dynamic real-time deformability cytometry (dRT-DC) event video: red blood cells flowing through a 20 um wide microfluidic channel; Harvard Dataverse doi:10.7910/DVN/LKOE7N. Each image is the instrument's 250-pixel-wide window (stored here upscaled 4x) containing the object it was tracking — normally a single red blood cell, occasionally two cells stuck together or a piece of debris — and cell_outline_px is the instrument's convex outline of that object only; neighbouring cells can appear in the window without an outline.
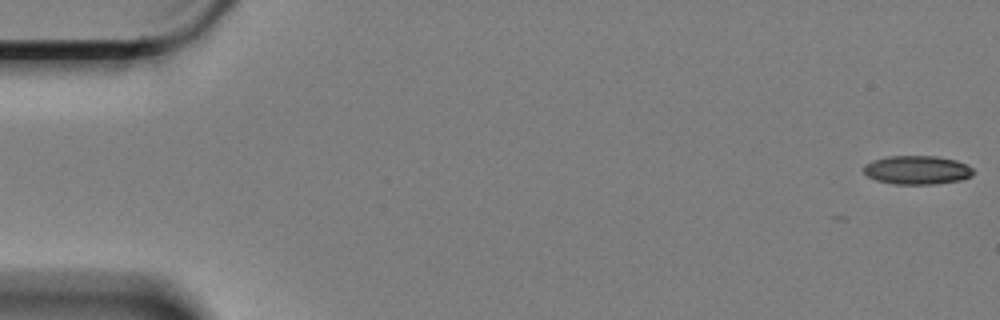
{"species": "Egyptian fruit bat (a non-hibernating species)", "species_latin": "Rousettus aegyptiacus", "temperature_condition": "cold", "stored_images_in_passage": 47, "camera_frame_rate_fps": 3000, "um_per_image_px": 0.085, "animal": {"sex": "female"}, "frame": {"image": 1, "passage_image": 1, "time_ms": 0.0, "image_size_px": [1000, 320], "cell_outline_px": [[972, 176], [960, 180], [932, 184], [896, 184], [876, 180], [868, 176], [864, 172], [864, 164], [872, 160], [888, 156], [936, 156], [956, 160], [972, 168]], "centroid_in_image_um": [77.92, 14.44], "position_along_channel_um": 7.1, "area_um2": 18.21}}
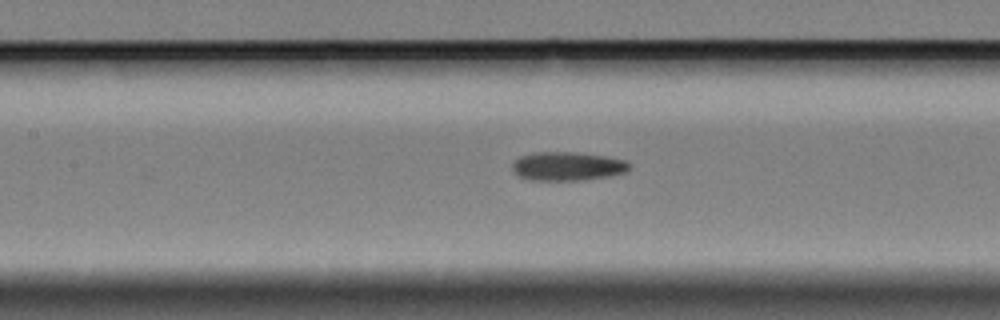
{"frame": {"image": 2, "passage_image": 27, "time_ms": 8.667, "image_size_px": [1000, 320], "cell_outline_px": [[632, 164], [628, 172], [612, 176], [584, 180], [528, 180], [512, 172], [512, 160], [520, 156], [532, 152], [576, 152], [604, 156], [628, 160]], "centroid_in_image_um": [48.25, 14.13], "position_along_channel_um": 159.1, "area_um2": 20.11}}
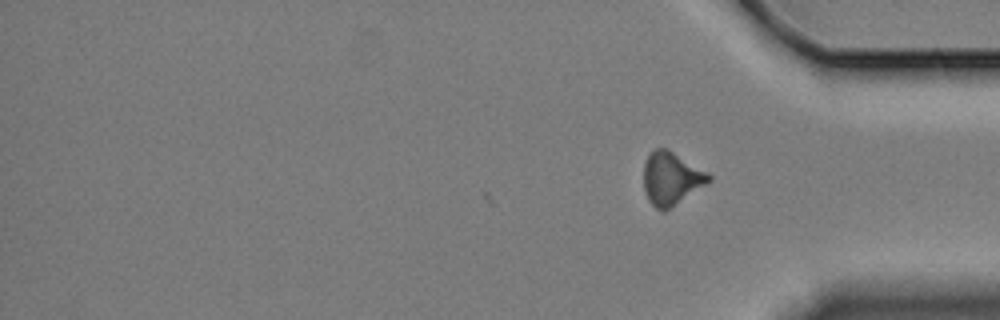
{"frame": {"image": 3, "passage_image": 47, "time_ms": 15.333, "image_size_px": [1000, 320], "cell_outline_px": [[712, 180], [664, 212], [656, 208], [648, 200], [644, 192], [644, 164], [648, 152], [656, 148], [668, 148], [708, 172], [712, 176]], "centroid_in_image_um": [57.04, 15.14], "position_along_channel_um": 378.2, "area_um2": 20.23}, "authors_computed_cell_mechanics": {"area_um2": 19.1318, "velocity_mm_per_s": 3.3688, "shape_relaxation_time_tau1_ms": 6.1337, "shape_relaxation_time_tau2_ms": null, "deformation_change_tau1": 0.1488, "deformation_change_tau2": null}}